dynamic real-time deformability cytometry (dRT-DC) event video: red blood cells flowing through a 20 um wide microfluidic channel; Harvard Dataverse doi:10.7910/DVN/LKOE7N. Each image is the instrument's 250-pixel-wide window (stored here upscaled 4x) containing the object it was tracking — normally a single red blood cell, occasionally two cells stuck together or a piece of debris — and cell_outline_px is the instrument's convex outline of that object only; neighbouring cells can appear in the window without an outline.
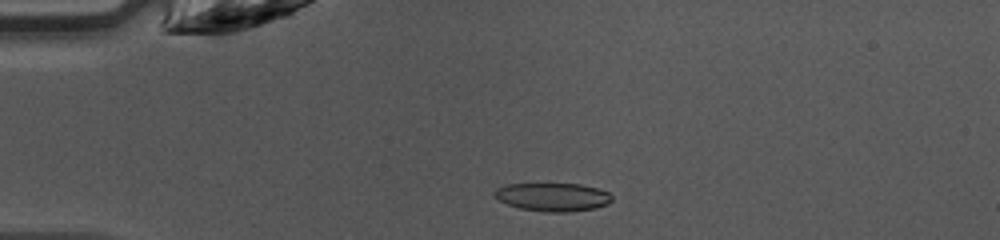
{"species": "common noctule bat (a hibernating species)", "species_latin": "Nyctalus noctula", "temperature_condition": "warm", "stored_images_in_passage": 39, "camera_frame_rate_fps": 3000, "um_per_image_px": 0.085, "animal": {"sex": "female", "body_mass_g": 10.0, "forearm_length_mm": 53.1}, "frame": {"image": 1, "passage_image": 4, "time_ms": 1.0, "image_size_px": [1000, 240], "cell_outline_px": [[612, 200], [608, 204], [596, 208], [572, 212], [544, 212], [520, 208], [508, 204], [500, 200], [492, 192], [496, 188], [508, 184], [580, 184], [596, 188], [608, 192], [612, 196]], "centroid_in_image_um": [47.01, 16.75], "position_along_channel_um": 38.0, "area_um2": 19.36}}
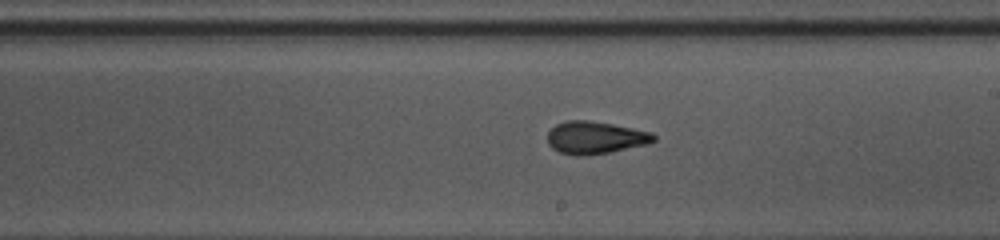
{"frame": {"image": 2, "passage_image": 20, "time_ms": 6.333, "image_size_px": [1000, 240], "cell_outline_px": [[656, 140], [648, 144], [612, 152], [584, 156], [572, 156], [560, 152], [552, 148], [548, 144], [548, 132], [556, 124], [568, 120], [588, 120], [612, 124], [652, 132], [656, 136]], "centroid_in_image_um": [50.6, 11.71], "position_along_channel_um": 238.4, "area_um2": 20.29}}
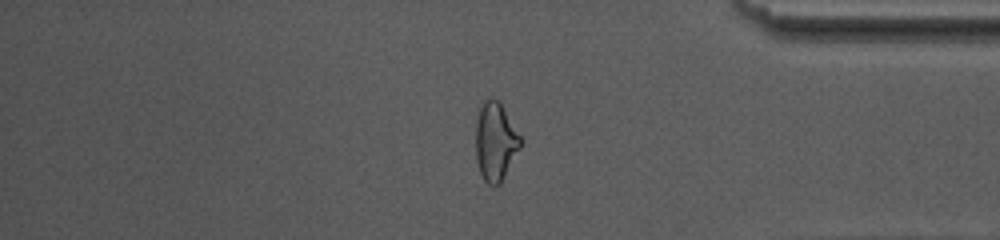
{"frame": {"image": 3, "passage_image": 32, "time_ms": 10.333, "image_size_px": [1000, 240], "cell_outline_px": [[520, 148], [500, 184], [488, 184], [484, 180], [480, 172], [476, 160], [476, 120], [480, 108], [484, 100], [496, 100], [500, 104], [520, 136]], "centroid_in_image_um": [42.08, 12.07], "position_along_channel_um": 393.1, "area_um2": 19.83}, "authors_computed_cell_mechanics": {"area_um2": 19.9988, "velocity_mm_per_s": 4.3174, "shape_relaxation_time_tau1_ms": 4.8863, "shape_relaxation_time_tau2_ms": 1.3815, "deformation_change_tau1": 0.1586, "deformation_change_tau2": 0.0889}}